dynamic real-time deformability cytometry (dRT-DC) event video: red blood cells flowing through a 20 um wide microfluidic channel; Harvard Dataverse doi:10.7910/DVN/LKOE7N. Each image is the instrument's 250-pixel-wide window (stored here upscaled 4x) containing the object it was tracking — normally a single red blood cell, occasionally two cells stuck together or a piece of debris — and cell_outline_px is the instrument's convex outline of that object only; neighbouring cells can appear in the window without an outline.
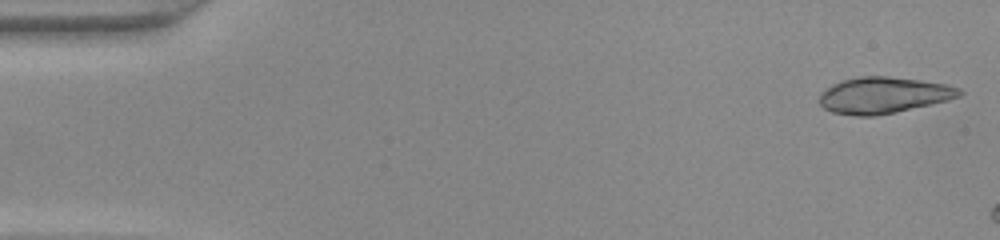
{"species": "common noctule bat (a hibernating species)", "species_latin": "Nyctalus noctula", "temperature_condition": "warm", "stored_images_in_passage": 6, "camera_frame_rate_fps": 3000, "um_per_image_px": 0.085, "animal": {"sex": "female", "body_mass_g": 22.0, "forearm_length_mm": 56.7}, "frame": {"image": 1, "passage_image": 1, "time_ms": 0.0, "image_size_px": [1000, 240], "cell_outline_px": [[964, 92], [960, 96], [948, 100], [896, 112], [872, 116], [856, 116], [832, 112], [824, 108], [820, 104], [820, 92], [832, 84], [840, 80], [856, 76], [888, 76], [920, 80], [944, 84], [960, 88]], "centroid_in_image_um": [75.07, 8.08], "position_along_channel_um": 9.9, "area_um2": 29.65}}